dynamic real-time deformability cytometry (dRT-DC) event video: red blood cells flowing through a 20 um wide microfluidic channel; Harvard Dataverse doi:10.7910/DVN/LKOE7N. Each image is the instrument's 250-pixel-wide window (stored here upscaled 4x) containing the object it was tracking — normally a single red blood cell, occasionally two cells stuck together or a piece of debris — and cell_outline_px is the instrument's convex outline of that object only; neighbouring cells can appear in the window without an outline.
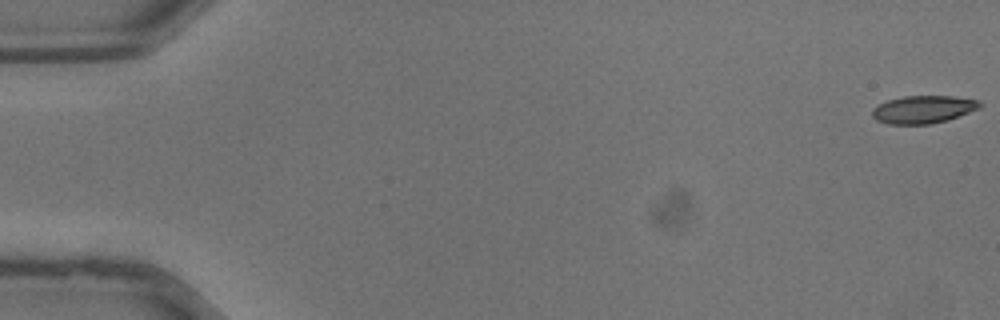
{"species": "common noctule bat (a hibernating species)", "species_latin": "Nyctalus noctula", "temperature_condition": "warm", "stored_images_in_passage": 28, "camera_frame_rate_fps": 3000, "um_per_image_px": 0.085, "animal": {"sex": "male", "body_mass_g": 13.3}, "frame": {"image": 1, "passage_image": 1, "time_ms": 0.0, "image_size_px": [1000, 320], "cell_outline_px": [[984, 104], [980, 108], [948, 120], [932, 124], [888, 124], [876, 120], [872, 116], [872, 108], [888, 100], [904, 96], [952, 96], [980, 100]], "centroid_in_image_um": [78.5, 9.3], "position_along_channel_um": 6.5, "area_um2": 17.51}}
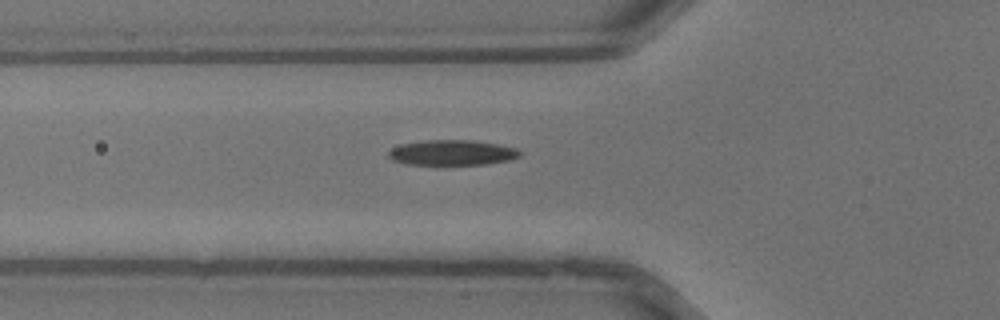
{"frame": {"image": 2, "passage_image": 14, "time_ms": 4.333, "image_size_px": [1000, 320], "cell_outline_px": [[520, 156], [508, 160], [484, 164], [444, 168], [404, 164], [392, 160], [388, 156], [388, 152], [392, 148], [400, 144], [428, 140], [472, 140], [496, 144], [516, 148], [520, 152]], "centroid_in_image_um": [38.35, 13.03], "position_along_channel_um": 87.5, "area_um2": 20.29}}
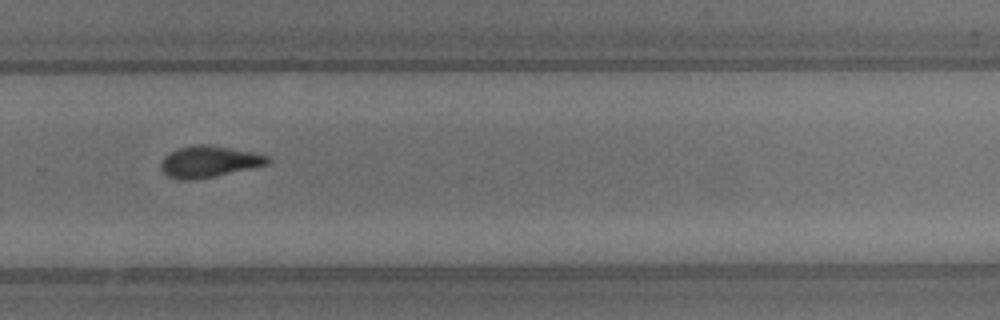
{"frame": {"image": 3, "passage_image": 26, "time_ms": 8.333, "image_size_px": [1000, 320], "cell_outline_px": [[272, 160], [268, 164], [212, 176], [192, 180], [180, 180], [164, 176], [160, 168], [160, 164], [164, 156], [168, 152], [176, 148], [192, 144], [204, 144], [252, 152], [268, 156]], "centroid_in_image_um": [17.67, 13.73], "position_along_channel_um": 312.1, "area_um2": 19.54}}